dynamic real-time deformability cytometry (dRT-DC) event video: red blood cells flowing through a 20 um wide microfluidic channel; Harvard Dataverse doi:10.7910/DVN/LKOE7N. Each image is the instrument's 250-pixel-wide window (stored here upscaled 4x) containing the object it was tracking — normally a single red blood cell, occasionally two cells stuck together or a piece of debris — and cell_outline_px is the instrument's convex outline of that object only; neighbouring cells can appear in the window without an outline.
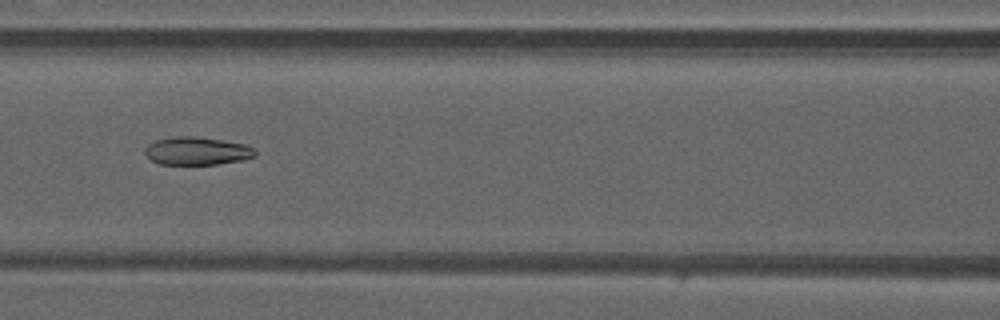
{"species": "common noctule bat (a hibernating species)", "species_latin": "Nyctalus noctula", "temperature_condition": "warm", "stored_images_in_passage": 33, "camera_frame_rate_fps": 3000, "um_per_image_px": 0.085, "animal": {"sex": "male", "forearm_length_mm": 52.5}, "frame": {"image": 1, "passage_image": 6, "time_ms": 1.667, "image_size_px": [1000, 320], "cell_outline_px": [[256, 156], [244, 160], [216, 164], [160, 164], [152, 160], [144, 152], [144, 148], [148, 144], [156, 140], [176, 136], [192, 136], [248, 144], [256, 152]], "centroid_in_image_um": [16.76, 12.83], "position_along_channel_um": 149.8, "area_um2": 17.92}}
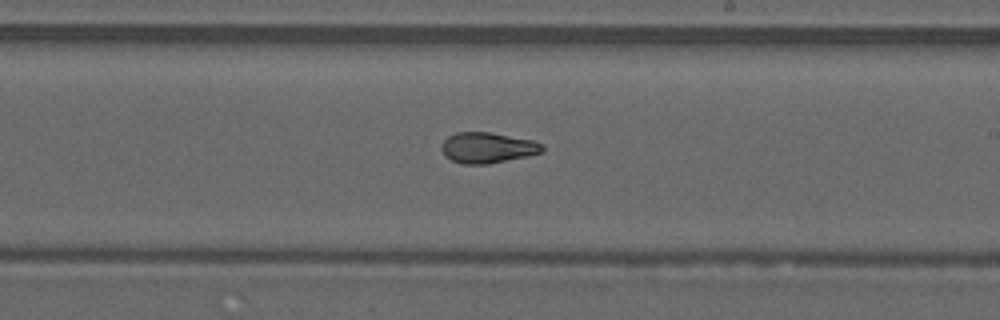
{"frame": {"image": 2, "passage_image": 13, "time_ms": 4.0, "image_size_px": [1000, 320], "cell_outline_px": [[544, 152], [528, 156], [488, 164], [460, 164], [444, 156], [440, 148], [440, 144], [448, 136], [456, 132], [492, 132], [532, 140], [544, 144]], "centroid_in_image_um": [41.43, 12.55], "position_along_channel_um": 247.6, "area_um2": 18.32}}
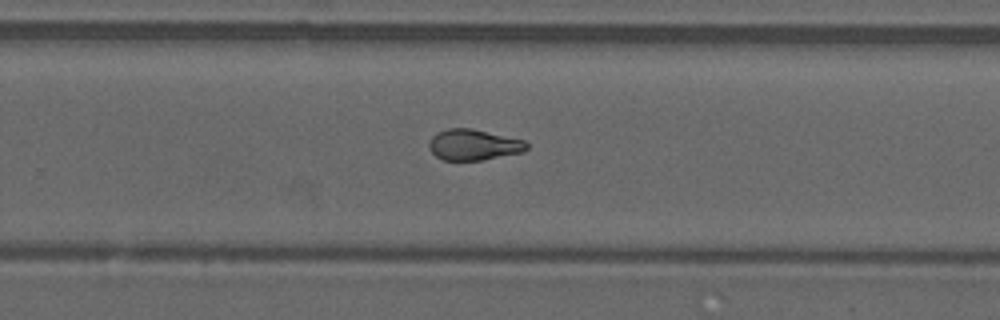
{"frame": {"image": 3, "passage_image": 16, "time_ms": 5.0, "image_size_px": [1000, 320], "cell_outline_px": [[528, 148], [524, 152], [480, 160], [444, 160], [436, 156], [428, 148], [428, 144], [432, 136], [436, 132], [448, 128], [472, 128], [524, 140], [528, 144]], "centroid_in_image_um": [40.24, 12.3], "position_along_channel_um": 289.6, "area_um2": 17.63}}